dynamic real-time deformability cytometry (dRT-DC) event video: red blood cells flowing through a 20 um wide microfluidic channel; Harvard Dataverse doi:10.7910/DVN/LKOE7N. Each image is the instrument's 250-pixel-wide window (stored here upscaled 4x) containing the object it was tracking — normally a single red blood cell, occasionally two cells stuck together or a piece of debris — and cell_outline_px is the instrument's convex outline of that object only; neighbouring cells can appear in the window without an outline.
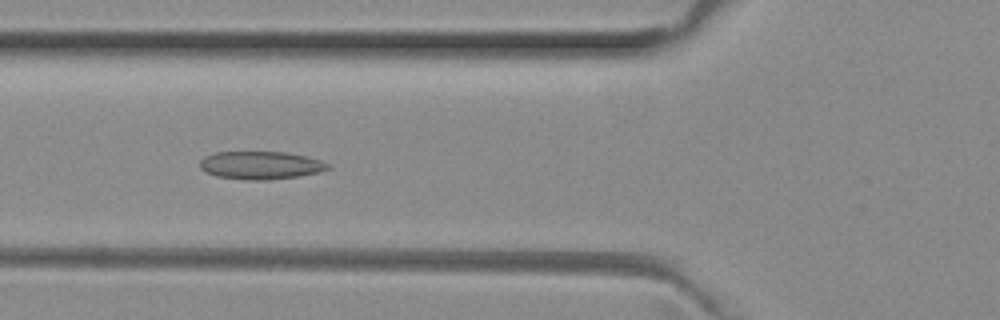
{"species": "common noctule bat (a hibernating species)", "species_latin": "Nyctalus noctula", "temperature_condition": "room temperature", "stored_images_in_passage": 44, "camera_frame_rate_fps": 3000, "um_per_image_px": 0.085, "animal": {"sex": "female", "body_mass_g": 29.2, "forearm_length_mm": 56.3}, "frame": {"image": 1, "passage_image": 11, "time_ms": 3.333, "image_size_px": [1000, 320], "cell_outline_px": [[332, 168], [320, 172], [296, 176], [268, 180], [248, 180], [216, 176], [204, 172], [200, 168], [200, 160], [204, 156], [212, 152], [284, 152], [308, 156], [332, 164]], "centroid_in_image_um": [22.16, 14.04], "position_along_channel_um": 103.6, "area_um2": 21.1}}
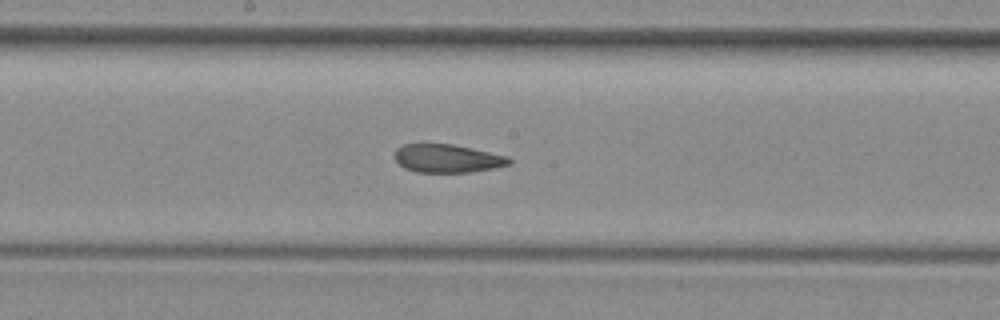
{"frame": {"image": 2, "passage_image": 19, "time_ms": 6.0, "image_size_px": [1000, 320], "cell_outline_px": [[512, 164], [492, 168], [468, 172], [416, 172], [404, 168], [396, 160], [396, 148], [404, 144], [452, 144], [508, 156], [512, 160]], "centroid_in_image_um": [38.04, 13.47], "position_along_channel_um": 210.2, "area_um2": 18.67}}
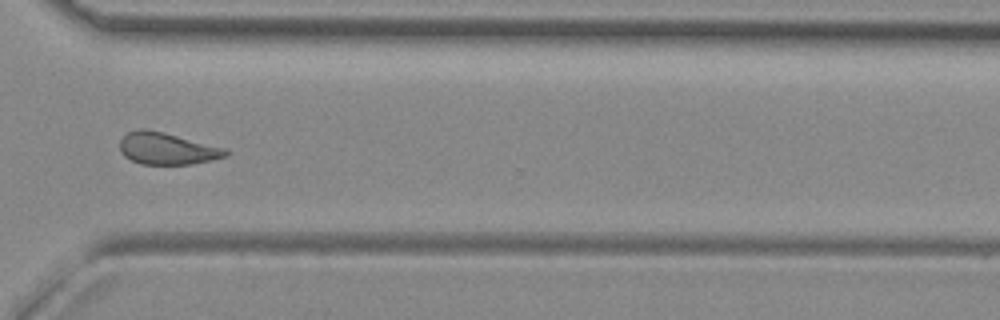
{"frame": {"image": 3, "passage_image": 30, "time_ms": 9.667, "image_size_px": [1000, 320], "cell_outline_px": [[228, 152], [224, 156], [212, 160], [192, 164], [140, 164], [124, 156], [120, 152], [120, 140], [128, 132], [140, 128], [144, 128], [164, 132], [228, 148]], "centroid_in_image_um": [14.2, 12.62], "position_along_channel_um": 356.4, "area_um2": 19.77}}